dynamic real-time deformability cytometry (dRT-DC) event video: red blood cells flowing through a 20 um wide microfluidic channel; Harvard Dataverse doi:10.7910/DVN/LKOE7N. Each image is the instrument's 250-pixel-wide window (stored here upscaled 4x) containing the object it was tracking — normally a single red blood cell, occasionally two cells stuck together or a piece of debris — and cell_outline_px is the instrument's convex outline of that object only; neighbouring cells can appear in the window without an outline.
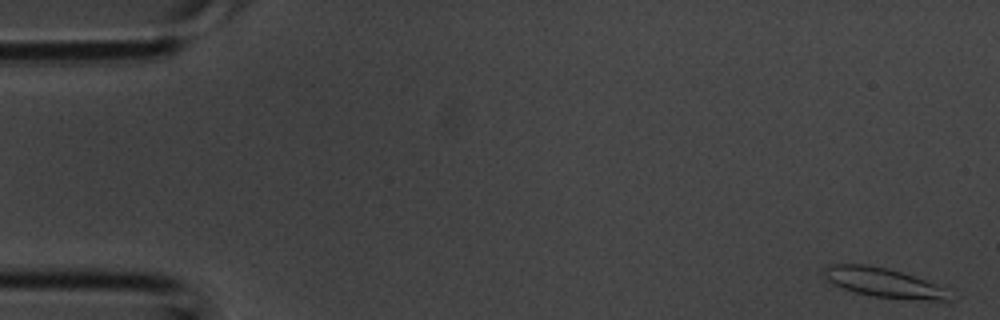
{"species": "common noctule bat (a hibernating species)", "species_latin": "Nyctalus noctula", "temperature_condition": "room temperature", "stored_images_in_passage": 4, "camera_frame_rate_fps": 3000, "um_per_image_px": 0.085, "animal": {"sex": "male", "body_mass_g": 20.1, "forearm_length_mm": 53.5}, "frame": {"image": 1, "passage_image": 1, "time_ms": 0.0, "image_size_px": [1000, 320], "cell_outline_px": [[948, 300], [928, 300], [872, 296], [856, 292], [844, 288], [828, 280], [824, 276], [824, 268], [828, 264], [868, 264], [888, 268], [924, 280], [944, 288]], "centroid_in_image_um": [75.01, 23.99], "position_along_channel_um": 10.0, "area_um2": 20.69}}